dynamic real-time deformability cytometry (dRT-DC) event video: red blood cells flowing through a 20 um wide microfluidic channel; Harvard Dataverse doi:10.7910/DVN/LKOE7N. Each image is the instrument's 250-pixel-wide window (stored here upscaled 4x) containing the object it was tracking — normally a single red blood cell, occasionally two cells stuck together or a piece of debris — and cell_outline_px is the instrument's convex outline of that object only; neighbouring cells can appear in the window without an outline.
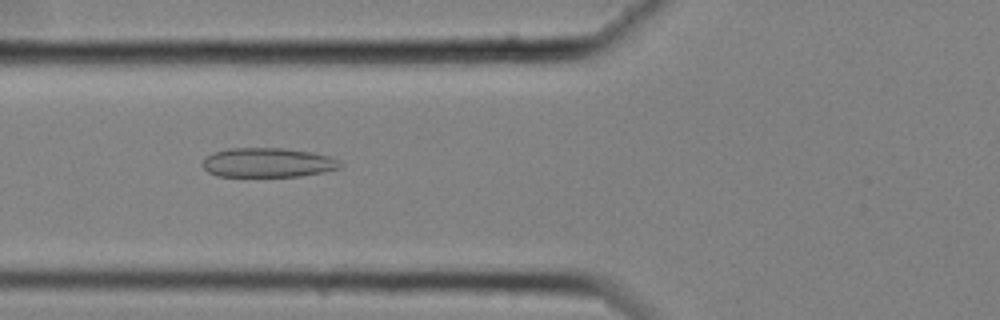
{"species": "common noctule bat (a hibernating species)", "species_latin": "Nyctalus noctula", "temperature_condition": "cold", "stored_images_in_passage": 43, "camera_frame_rate_fps": 3000, "um_per_image_px": 0.085, "animal": {"sex": "female", "body_mass_g": 25.1}, "frame": {"image": 1, "passage_image": 8, "time_ms": 2.333, "image_size_px": [1000, 320], "cell_outline_px": [[344, 164], [340, 168], [324, 172], [300, 176], [216, 176], [208, 172], [200, 164], [204, 156], [212, 152], [228, 148], [284, 148], [312, 152], [328, 156], [340, 160]], "centroid_in_image_um": [22.74, 13.81], "position_along_channel_um": 103.1, "area_um2": 23.93}}
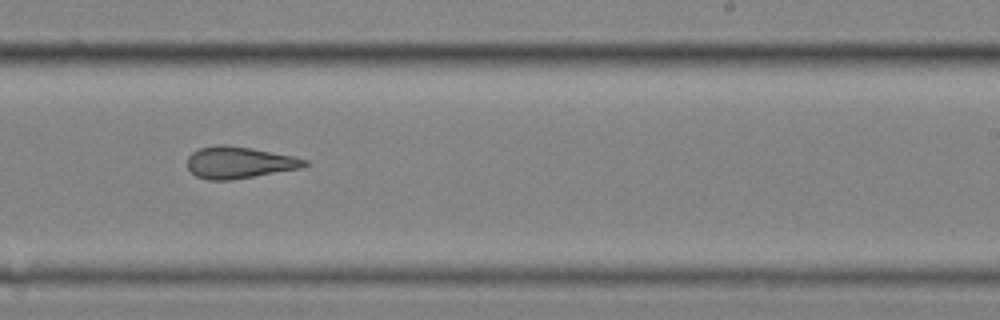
{"frame": {"image": 2, "passage_image": 22, "time_ms": 7.0, "image_size_px": [1000, 320], "cell_outline_px": [[308, 164], [300, 168], [232, 180], [208, 180], [196, 176], [188, 168], [188, 156], [192, 152], [200, 148], [216, 144], [224, 144], [252, 148], [292, 156], [308, 160]], "centroid_in_image_um": [20.3, 13.81], "position_along_channel_um": 268.7, "area_um2": 21.62}}
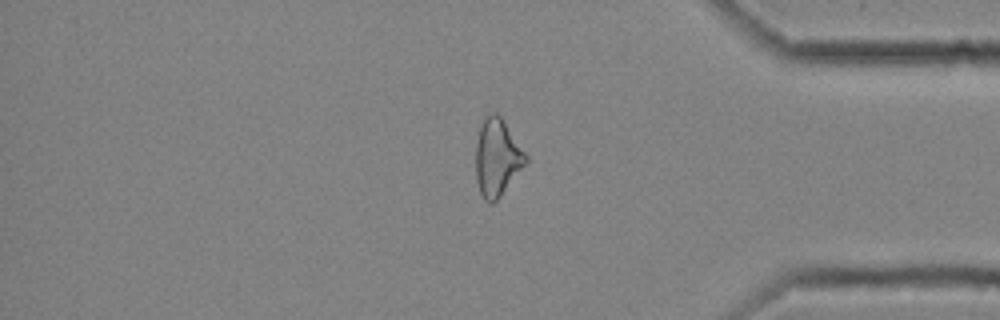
{"frame": {"image": 3, "passage_image": 34, "time_ms": 11.0, "image_size_px": [1000, 320], "cell_outline_px": [[528, 164], [500, 196], [492, 204], [488, 204], [484, 200], [480, 192], [476, 180], [476, 144], [480, 124], [484, 116], [492, 112], [496, 112], [504, 120], [528, 156]], "centroid_in_image_um": [42.27, 13.39], "position_along_channel_um": 392.9, "area_um2": 22.95}, "authors_computed_cell_mechanics": {"area_um2": 22.5998, "velocity_mm_per_s": 3.5484, "shape_relaxation_time_tau1_ms": null, "shape_relaxation_time_tau2_ms": 2.6794, "deformation_change_tau1": null, "deformation_change_tau2": 0.1284}}